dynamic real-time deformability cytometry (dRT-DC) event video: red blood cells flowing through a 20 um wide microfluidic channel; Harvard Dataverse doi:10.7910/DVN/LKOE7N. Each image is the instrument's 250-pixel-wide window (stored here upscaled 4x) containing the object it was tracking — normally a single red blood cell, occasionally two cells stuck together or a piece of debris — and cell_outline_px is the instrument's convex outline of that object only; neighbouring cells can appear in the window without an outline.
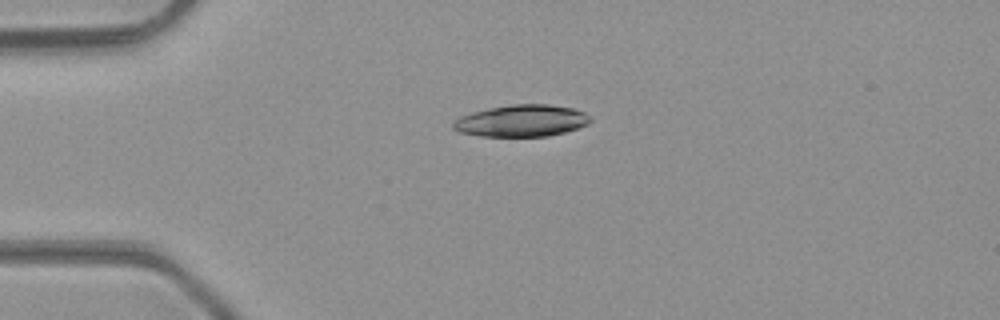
{"species": "common noctule bat (a hibernating species)", "species_latin": "Nyctalus noctula", "temperature_condition": "room temperature", "stored_images_in_passage": 38, "camera_frame_rate_fps": 3000, "um_per_image_px": 0.085, "animal": {"sex": "male", "body_mass_g": 23.1, "forearm_length_mm": 52.7}, "frame": {"image": 1, "passage_image": 2, "time_ms": 0.333, "image_size_px": [1000, 320], "cell_outline_px": [[592, 120], [588, 124], [564, 132], [548, 136], [480, 136], [460, 132], [452, 128], [452, 124], [460, 116], [472, 112], [488, 108], [512, 104], [548, 104], [572, 108], [584, 112]], "centroid_in_image_um": [44.32, 10.26], "position_along_channel_um": 40.7, "area_um2": 25.32}}
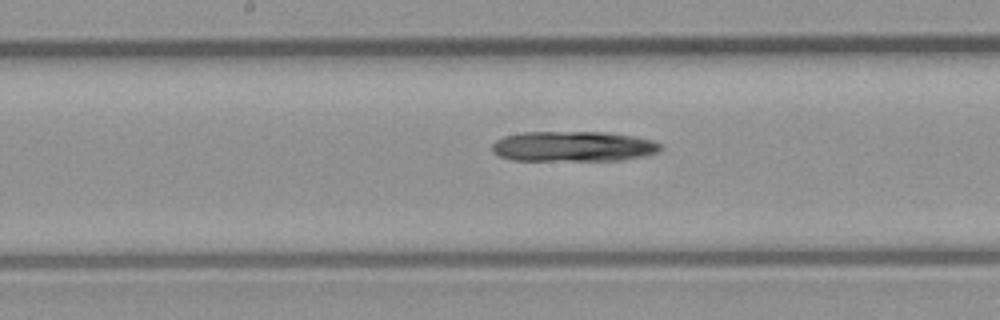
{"frame": {"image": 2, "passage_image": 15, "time_ms": 4.667, "image_size_px": [1000, 320], "cell_outline_px": [[660, 148], [656, 152], [644, 156], [620, 160], [512, 160], [500, 156], [492, 152], [492, 144], [496, 140], [504, 136], [524, 132], [608, 132], [632, 136], [652, 140], [660, 144]], "centroid_in_image_um": [48.69, 12.44], "position_along_channel_um": 199.5, "area_um2": 29.59}}
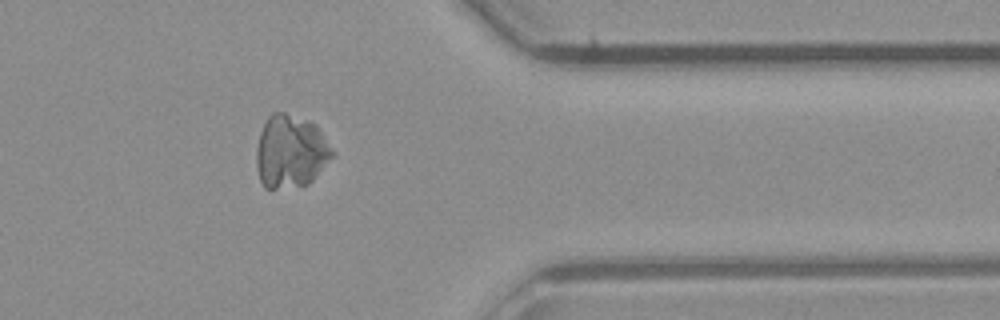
{"frame": {"image": 3, "passage_image": 29, "time_ms": 9.333, "image_size_px": [1000, 320], "cell_outline_px": [[332, 156], [312, 180], [308, 184], [276, 188], [264, 188], [260, 180], [256, 168], [256, 148], [260, 132], [268, 116], [272, 112], [284, 112], [308, 120], [316, 124], [332, 148]], "centroid_in_image_um": [24.67, 12.85], "position_along_channel_um": 386.7, "area_um2": 32.08}}